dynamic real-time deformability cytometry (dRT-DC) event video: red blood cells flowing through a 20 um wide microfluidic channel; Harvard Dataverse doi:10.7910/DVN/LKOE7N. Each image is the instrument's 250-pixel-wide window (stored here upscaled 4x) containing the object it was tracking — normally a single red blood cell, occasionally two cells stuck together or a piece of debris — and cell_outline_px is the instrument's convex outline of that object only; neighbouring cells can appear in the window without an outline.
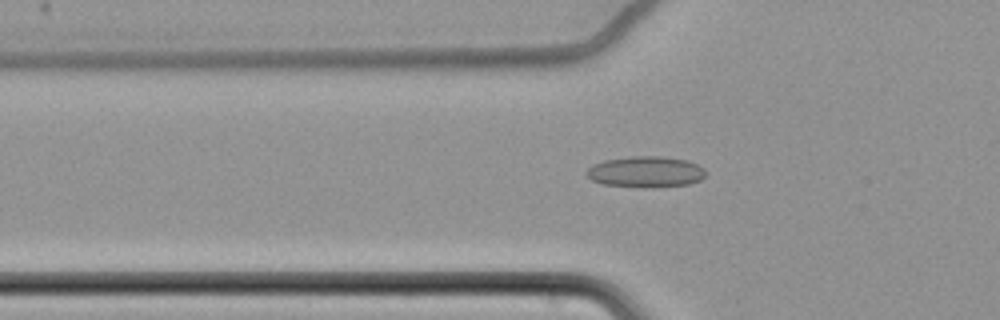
{"species": "common noctule bat (a hibernating species)", "species_latin": "Nyctalus noctula", "temperature_condition": "cold", "stored_images_in_passage": 55, "camera_frame_rate_fps": 3000, "um_per_image_px": 0.085, "animal": {"sex": "female", "body_mass_g": 22.7, "forearm_length_mm": 54.2}, "frame": {"image": 1, "passage_image": 21, "time_ms": 6.667, "image_size_px": [1000, 320], "cell_outline_px": [[704, 176], [700, 180], [688, 184], [604, 184], [592, 180], [584, 172], [592, 164], [604, 160], [632, 156], [660, 156], [688, 160], [704, 168]], "centroid_in_image_um": [54.86, 14.53], "position_along_channel_um": 70.9, "area_um2": 20.35}}
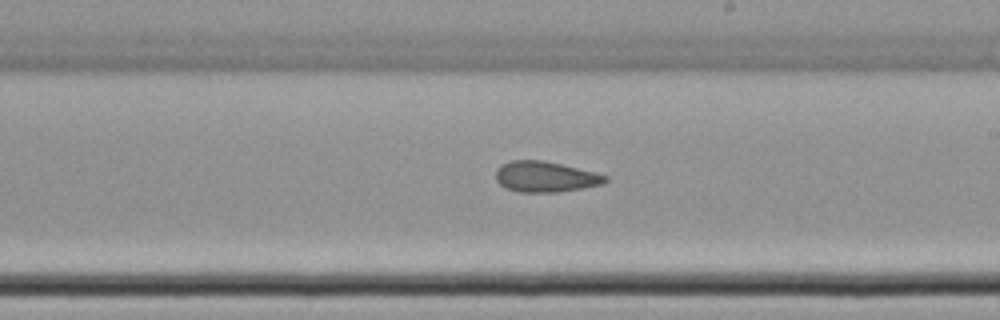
{"frame": {"image": 2, "passage_image": 36, "time_ms": 11.667, "image_size_px": [1000, 320], "cell_outline_px": [[608, 180], [600, 184], [584, 188], [556, 192], [520, 192], [508, 188], [500, 184], [496, 180], [496, 168], [500, 164], [512, 160], [544, 160], [596, 172], [608, 176]], "centroid_in_image_um": [46.35, 15.01], "position_along_channel_um": 242.7, "area_um2": 19.59}}
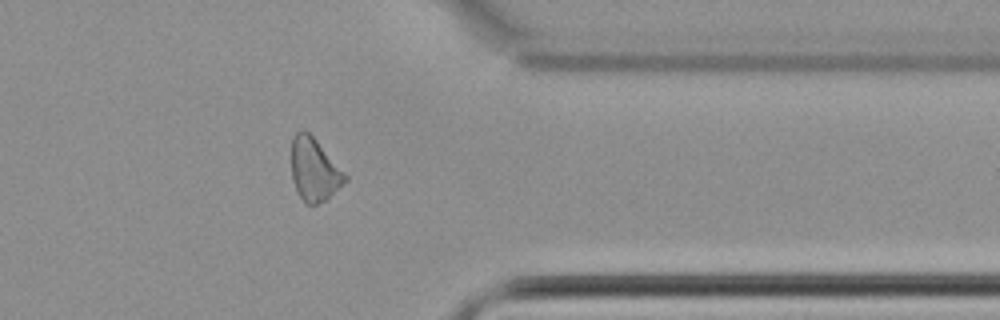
{"frame": {"image": 3, "passage_image": 49, "time_ms": 16.0, "image_size_px": [1000, 320], "cell_outline_px": [[348, 180], [324, 200], [316, 204], [304, 204], [292, 180], [292, 136], [296, 132], [304, 128], [316, 140], [348, 176]], "centroid_in_image_um": [26.7, 14.4], "position_along_channel_um": 384.7, "area_um2": 19.42}}